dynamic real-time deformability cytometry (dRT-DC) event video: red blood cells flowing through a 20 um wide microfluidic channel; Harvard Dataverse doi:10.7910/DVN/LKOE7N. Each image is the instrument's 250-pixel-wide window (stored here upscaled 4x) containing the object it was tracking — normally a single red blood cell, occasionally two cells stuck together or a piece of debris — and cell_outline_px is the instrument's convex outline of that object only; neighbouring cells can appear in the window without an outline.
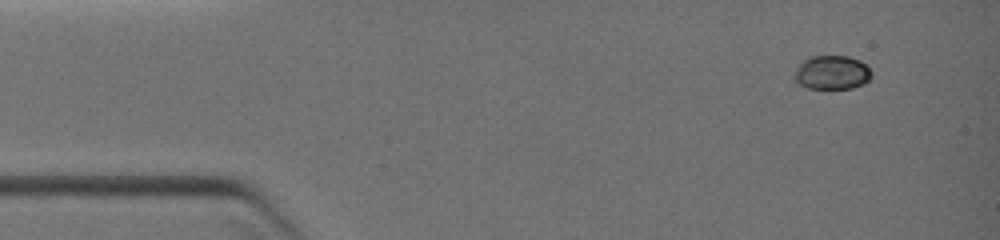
{"species": "common noctule bat (a hibernating species)", "species_latin": "Nyctalus noctula", "temperature_condition": "warm", "stored_images_in_passage": 3, "camera_frame_rate_fps": 3000, "um_per_image_px": 0.085, "animal": {"sex": "female", "body_mass_g": 19.0, "forearm_length_mm": 51.5}, "frame": {"image": 1, "passage_image": 1, "time_ms": 0.0, "image_size_px": [1000, 240], "cell_outline_px": [[872, 76], [864, 84], [852, 88], [808, 88], [800, 84], [792, 76], [796, 68], [808, 56], [848, 56], [860, 60], [868, 64], [872, 72]], "centroid_in_image_um": [70.74, 6.15], "position_along_channel_um": 14.3, "area_um2": 15.43}}